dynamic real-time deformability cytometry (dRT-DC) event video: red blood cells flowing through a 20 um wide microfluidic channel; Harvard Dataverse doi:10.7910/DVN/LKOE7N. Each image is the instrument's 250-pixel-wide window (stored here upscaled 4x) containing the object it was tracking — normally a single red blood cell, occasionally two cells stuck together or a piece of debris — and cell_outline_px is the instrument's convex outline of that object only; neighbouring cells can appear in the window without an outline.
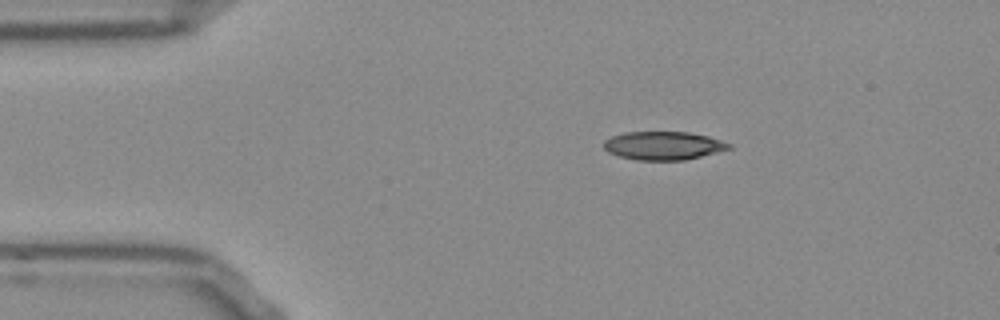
{"species": "Egyptian fruit bat (a non-hibernating species)", "species_latin": "Rousettus aegyptiacus", "temperature_condition": "room temperature", "stored_images_in_passage": 44, "camera_frame_rate_fps": 3000, "um_per_image_px": 0.085, "frame": {"image": 1, "passage_image": 1, "time_ms": 0.0, "image_size_px": [1000, 320], "cell_outline_px": [[732, 148], [684, 160], [636, 160], [620, 156], [608, 152], [604, 148], [604, 140], [612, 136], [624, 132], [688, 132], [708, 136], [732, 144]], "centroid_in_image_um": [56.37, 12.37], "position_along_channel_um": 28.6, "area_um2": 20.58}}
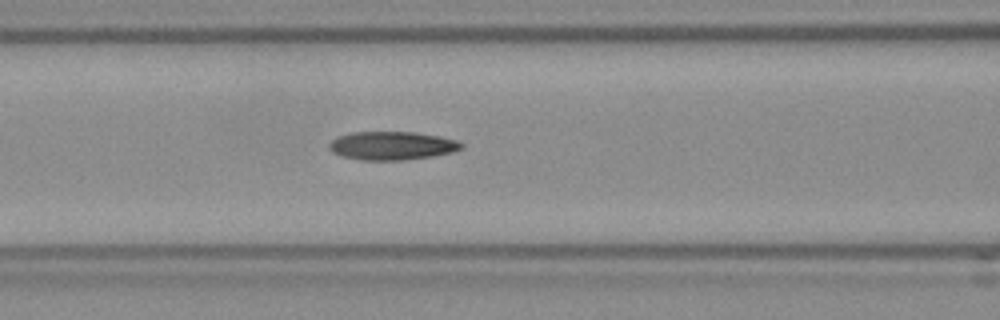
{"frame": {"image": 2, "passage_image": 13, "time_ms": 4.0, "image_size_px": [1000, 320], "cell_outline_px": [[464, 148], [452, 152], [432, 156], [404, 160], [360, 160], [340, 156], [332, 152], [328, 148], [328, 144], [336, 136], [352, 132], [416, 132], [440, 136], [456, 140], [464, 144]], "centroid_in_image_um": [33.29, 12.38], "position_along_channel_um": 133.3, "area_um2": 22.14}}
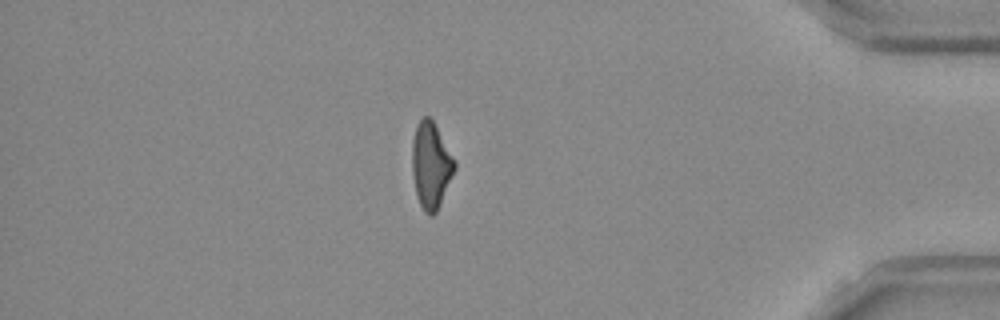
{"frame": {"image": 3, "passage_image": 37, "time_ms": 12.0, "image_size_px": [1000, 320], "cell_outline_px": [[456, 168], [440, 204], [436, 212], [432, 216], [428, 216], [424, 212], [416, 196], [412, 172], [412, 140], [416, 124], [424, 116], [428, 116], [432, 120], [456, 164]], "centroid_in_image_um": [36.6, 14.08], "position_along_channel_um": 398.6, "area_um2": 21.1}, "authors_computed_cell_mechanics": {"area_um2": 21.5305, "velocity_mm_per_s": 3.8238, "shape_relaxation_time_tau1_ms": 4.5451, "shape_relaxation_time_tau2_ms": 4.4302, "deformation_change_tau1": 0.1753, "deformation_change_tau2": 0.1412}}